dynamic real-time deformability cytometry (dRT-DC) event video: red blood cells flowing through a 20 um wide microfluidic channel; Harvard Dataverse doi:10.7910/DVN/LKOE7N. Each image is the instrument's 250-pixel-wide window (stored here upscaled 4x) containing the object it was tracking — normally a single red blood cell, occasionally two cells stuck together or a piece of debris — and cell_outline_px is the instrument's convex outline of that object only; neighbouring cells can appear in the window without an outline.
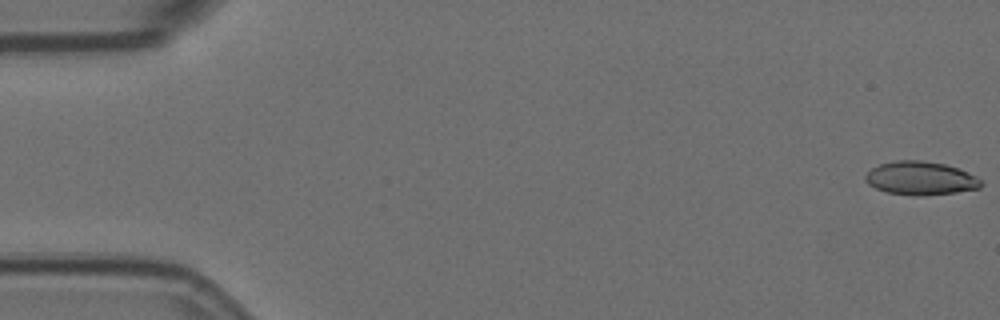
{"species": "Egyptian fruit bat (a non-hibernating species)", "species_latin": "Rousettus aegyptiacus", "temperature_condition": "room temperature", "stored_images_in_passage": 5, "camera_frame_rate_fps": 3000, "um_per_image_px": 0.085, "animal": {"sex": "female"}, "frame": {"image": 1, "passage_image": 1, "time_ms": 0.0, "image_size_px": [1000, 320], "cell_outline_px": [[984, 184], [980, 188], [956, 192], [924, 196], [912, 196], [888, 192], [876, 188], [868, 184], [864, 180], [864, 176], [872, 168], [880, 164], [896, 160], [920, 160], [944, 164], [960, 168], [976, 176]], "centroid_in_image_um": [78.26, 15.15], "position_along_channel_um": 6.7, "area_um2": 22.72}}
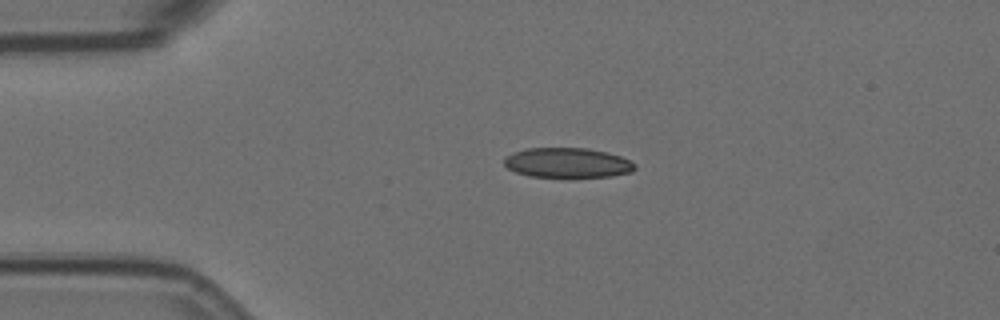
{"frame": {"image": 2, "passage_image": 4, "time_ms": 1.0, "image_size_px": [1000, 320], "cell_outline_px": [[636, 168], [632, 172], [612, 176], [568, 180], [528, 176], [516, 172], [508, 168], [504, 164], [504, 156], [512, 152], [528, 148], [588, 148], [608, 152], [620, 156], [636, 164]], "centroid_in_image_um": [48.23, 13.88], "position_along_channel_um": 36.8, "area_um2": 23.87}}
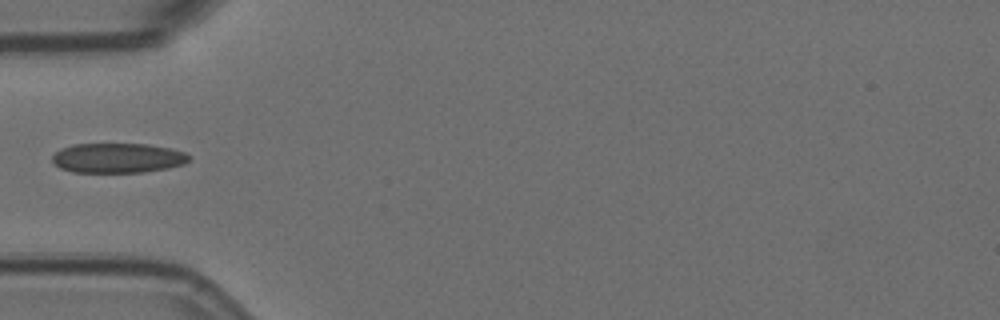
{"frame": {"image": 3, "passage_image": 5, "time_ms": 1.333, "image_size_px": [1000, 320], "cell_outline_px": [[192, 156], [184, 164], [168, 168], [144, 172], [72, 172], [60, 168], [52, 160], [52, 156], [60, 148], [72, 144], [148, 144], [168, 148], [184, 152]], "centroid_in_image_um": [10.0, 13.43], "position_along_channel_um": 75.0, "area_um2": 23.76}}